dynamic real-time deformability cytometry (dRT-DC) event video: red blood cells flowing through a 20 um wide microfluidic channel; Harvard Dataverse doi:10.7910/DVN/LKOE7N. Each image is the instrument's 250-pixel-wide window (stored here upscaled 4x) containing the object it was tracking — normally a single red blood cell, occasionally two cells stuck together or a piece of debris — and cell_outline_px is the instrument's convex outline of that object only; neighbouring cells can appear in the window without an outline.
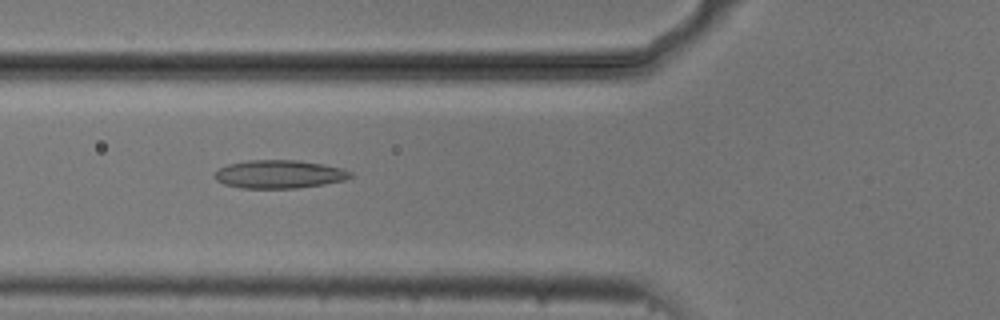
{"species": "common noctule bat (a hibernating species)", "species_latin": "Nyctalus noctula", "temperature_condition": "cold", "stored_images_in_passage": 27, "camera_frame_rate_fps": 3000, "um_per_image_px": 0.085, "animal": {"sex": "male", "body_mass_g": 20.5, "forearm_length_mm": 52.5}, "frame": {"image": 1, "passage_image": 6, "time_ms": 1.667, "image_size_px": [1000, 320], "cell_outline_px": [[352, 176], [344, 180], [324, 184], [296, 188], [240, 188], [224, 184], [216, 180], [212, 176], [220, 168], [228, 164], [248, 160], [296, 160], [320, 164], [340, 168], [352, 172]], "centroid_in_image_um": [23.69, 14.81], "position_along_channel_um": 102.1, "area_um2": 22.2}}
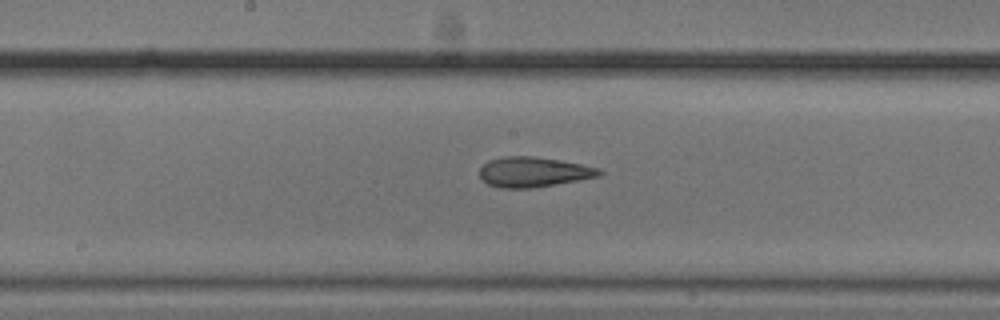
{"frame": {"image": 2, "passage_image": 14, "time_ms": 4.333, "image_size_px": [1000, 320], "cell_outline_px": [[604, 172], [600, 176], [532, 188], [500, 188], [488, 184], [480, 176], [480, 168], [488, 160], [504, 156], [532, 156], [580, 164], [600, 168]], "centroid_in_image_um": [45.33, 14.62], "position_along_channel_um": 202.9, "area_um2": 20.75}}
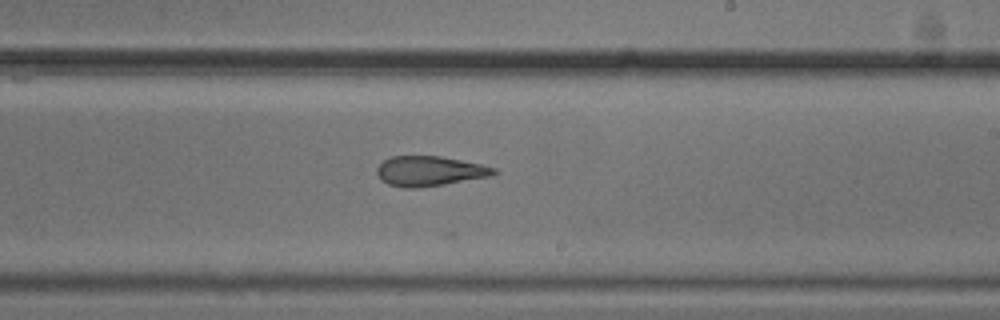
{"frame": {"image": 3, "passage_image": 18, "time_ms": 5.667, "image_size_px": [1000, 320], "cell_outline_px": [[500, 172], [492, 176], [444, 184], [416, 188], [404, 188], [388, 184], [380, 180], [376, 172], [376, 168], [384, 160], [392, 156], [440, 156], [480, 164], [496, 168]], "centroid_in_image_um": [36.51, 14.55], "position_along_channel_um": 252.5, "area_um2": 20.46}}